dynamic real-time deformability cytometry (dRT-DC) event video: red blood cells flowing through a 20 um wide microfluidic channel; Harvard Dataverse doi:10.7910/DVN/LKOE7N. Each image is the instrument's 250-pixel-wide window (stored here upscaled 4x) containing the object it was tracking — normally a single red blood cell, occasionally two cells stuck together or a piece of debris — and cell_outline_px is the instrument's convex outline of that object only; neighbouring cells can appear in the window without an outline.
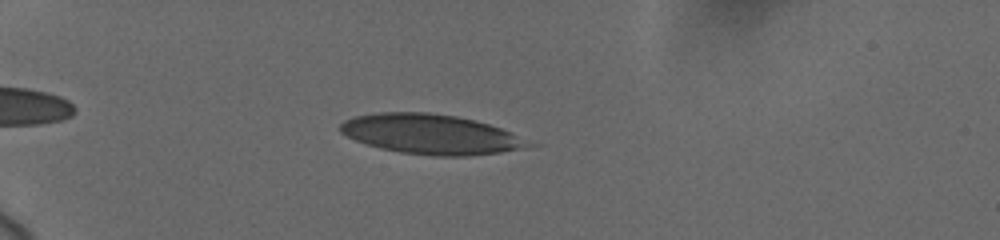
{"species": "human", "species_latin": "Homo sapiens", "temperature_condition": "cold", "stored_images_in_passage": 42, "camera_frame_rate_fps": 3000, "um_per_image_px": 0.085, "donor": {"sex": "female"}, "frame": {"image": 1, "passage_image": 8, "time_ms": 2.667, "image_size_px": [1000, 240], "cell_outline_px": [[540, 144], [524, 148], [500, 152], [464, 156], [436, 156], [400, 152], [380, 148], [356, 140], [340, 132], [340, 124], [344, 120], [356, 116], [380, 112], [428, 112], [456, 116], [476, 120], [500, 128]], "centroid_in_image_um": [36.66, 11.41], "position_along_channel_um": 48.3, "area_um2": 43.64}}
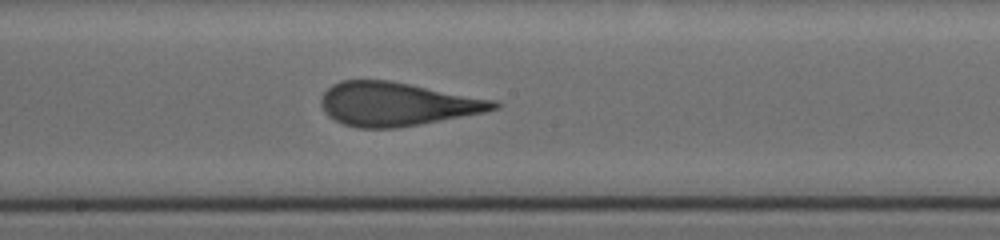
{"frame": {"image": 2, "passage_image": 25, "time_ms": 8.333, "image_size_px": [1000, 240], "cell_outline_px": [[500, 108], [484, 112], [420, 124], [396, 128], [356, 128], [344, 124], [328, 116], [324, 112], [320, 104], [320, 100], [324, 92], [332, 84], [340, 80], [388, 80], [496, 100], [500, 104]], "centroid_in_image_um": [33.71, 8.84], "position_along_channel_um": 214.5, "area_um2": 43.81}}
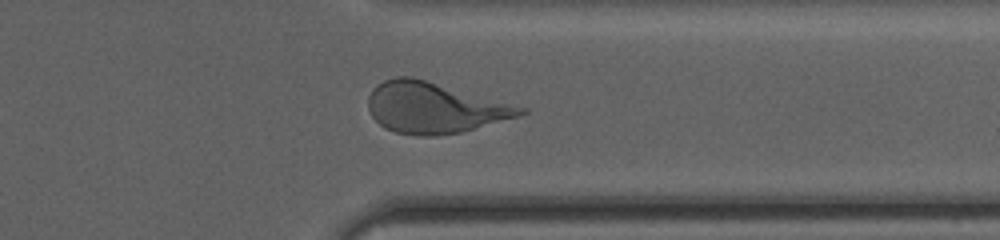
{"frame": {"image": 3, "passage_image": 38, "time_ms": 12.667, "image_size_px": [1000, 240], "cell_outline_px": [[528, 112], [520, 116], [460, 132], [436, 136], [420, 136], [396, 132], [384, 128], [372, 116], [368, 108], [368, 96], [372, 88], [376, 84], [384, 80], [396, 76], [412, 76], [528, 108]], "centroid_in_image_um": [36.9, 9.15], "position_along_channel_um": 374.5, "area_um2": 45.08}, "authors_computed_cell_mechanics": {"area_um2": 43.5812, "velocity_mm_per_s": 3.7032, "shape_relaxation_time_tau1_ms": 6.6516, "shape_relaxation_time_tau2_ms": 0.778, "deformation_change_tau1": 0.2166, "deformation_change_tau2": 0.0964}}